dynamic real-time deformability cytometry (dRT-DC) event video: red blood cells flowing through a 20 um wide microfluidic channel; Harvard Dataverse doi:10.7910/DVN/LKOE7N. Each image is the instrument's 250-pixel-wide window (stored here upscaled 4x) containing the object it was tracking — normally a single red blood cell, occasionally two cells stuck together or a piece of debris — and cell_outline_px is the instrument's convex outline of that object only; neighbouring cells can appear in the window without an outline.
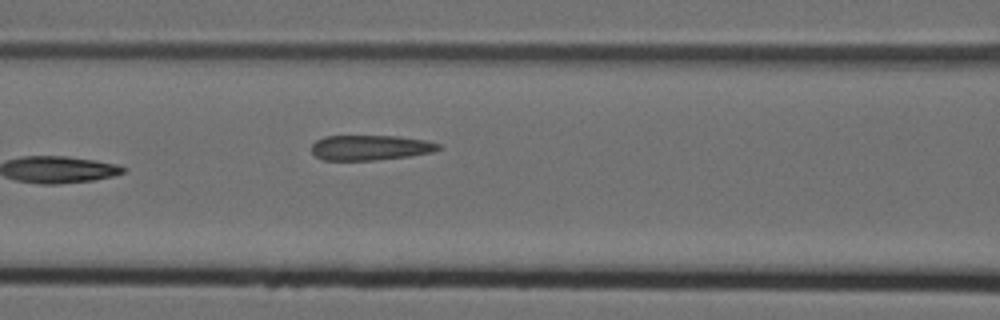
{"species": "Egyptian fruit bat (a non-hibernating species)", "species_latin": "Rousettus aegyptiacus", "temperature_condition": "cold", "stored_images_in_passage": 7, "camera_frame_rate_fps": 3000, "um_per_image_px": 0.085, "animal": {"sex": "female"}, "frame": {"image": 1, "passage_image": 7, "time_ms": 2.0, "image_size_px": [1000, 320], "cell_outline_px": [[440, 148], [432, 152], [408, 156], [376, 160], [324, 160], [316, 156], [312, 152], [312, 144], [316, 140], [324, 136], [400, 136], [424, 140], [440, 144]], "centroid_in_image_um": [31.45, 12.54], "position_along_channel_um": 135.1, "area_um2": 18.5}}